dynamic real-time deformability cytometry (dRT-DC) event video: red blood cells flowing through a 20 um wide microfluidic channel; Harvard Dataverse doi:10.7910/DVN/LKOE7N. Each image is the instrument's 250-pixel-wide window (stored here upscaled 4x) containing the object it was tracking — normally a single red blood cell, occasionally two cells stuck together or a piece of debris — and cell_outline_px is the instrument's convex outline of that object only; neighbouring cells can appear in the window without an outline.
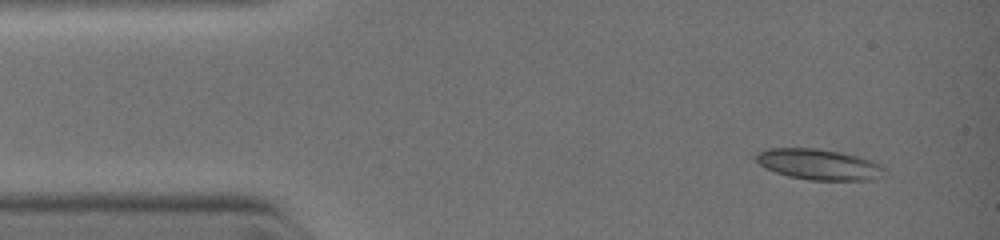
{"species": "common noctule bat (a hibernating species)", "species_latin": "Nyctalus noctula", "temperature_condition": "warm", "stored_images_in_passage": 8, "camera_frame_rate_fps": 3000, "um_per_image_px": 0.085, "animal": {"sex": "female", "body_mass_g": 19.0, "forearm_length_mm": 51.5}, "frame": {"image": 1, "passage_image": 1, "time_ms": 0.0, "image_size_px": [1000, 240], "cell_outline_px": [[884, 168], [868, 180], [812, 180], [788, 176], [776, 172], [760, 164], [756, 160], [756, 152], [768, 148], [816, 148], [840, 152], [872, 160], [880, 164]], "centroid_in_image_um": [69.51, 13.95], "position_along_channel_um": 15.5, "area_um2": 22.43}}
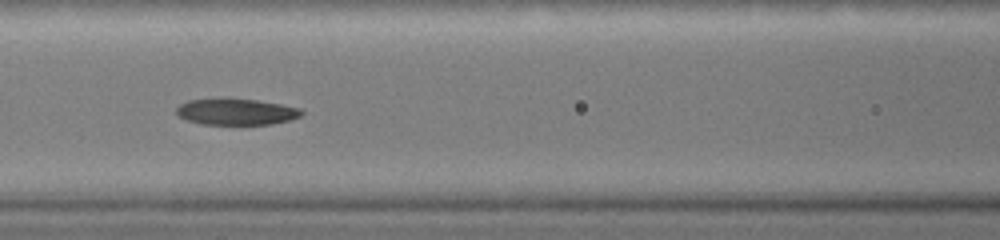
{"frame": {"image": 2, "passage_image": 7, "time_ms": 4.0, "image_size_px": [1000, 240], "cell_outline_px": [[304, 112], [300, 116], [288, 120], [272, 124], [204, 124], [188, 120], [180, 116], [176, 112], [176, 108], [180, 104], [188, 100], [224, 96], [228, 96], [256, 100], [280, 104], [300, 108]], "centroid_in_image_um": [20.05, 9.46], "position_along_channel_um": 146.6, "area_um2": 19.54}}
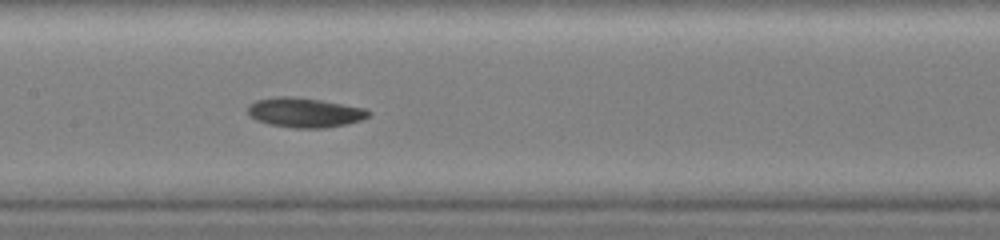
{"frame": {"image": 3, "passage_image": 8, "time_ms": 4.667, "image_size_px": [1000, 240], "cell_outline_px": [[372, 112], [368, 116], [360, 120], [344, 124], [324, 128], [296, 128], [268, 124], [256, 120], [248, 116], [248, 104], [256, 100], [276, 96], [296, 96], [320, 100], [364, 108]], "centroid_in_image_um": [25.84, 9.56], "position_along_channel_um": 181.6, "area_um2": 20.87}}